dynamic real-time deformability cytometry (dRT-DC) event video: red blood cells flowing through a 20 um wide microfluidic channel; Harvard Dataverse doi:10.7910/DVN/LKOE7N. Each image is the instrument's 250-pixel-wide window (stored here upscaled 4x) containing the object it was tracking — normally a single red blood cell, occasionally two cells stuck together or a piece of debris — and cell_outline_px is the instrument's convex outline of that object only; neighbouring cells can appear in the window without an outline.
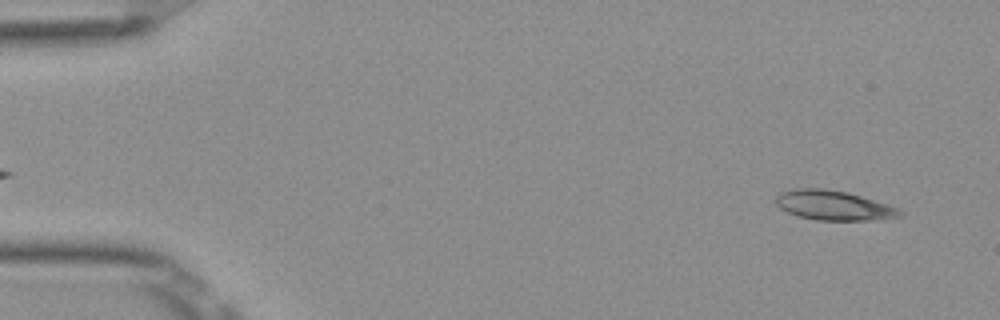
{"species": "Egyptian fruit bat (a non-hibernating species)", "species_latin": "Rousettus aegyptiacus", "temperature_condition": "room temperature", "stored_images_in_passage": 51, "camera_frame_rate_fps": 3000, "um_per_image_px": 0.085, "frame": {"image": 1, "passage_image": 3, "time_ms": 0.667, "image_size_px": [1000, 320], "cell_outline_px": [[904, 216], [868, 220], [816, 220], [800, 216], [788, 212], [780, 208], [776, 204], [776, 196], [780, 192], [796, 188], [820, 188], [848, 192], [888, 204], [904, 212]], "centroid_in_image_um": [70.86, 17.45], "position_along_channel_um": 14.1, "area_um2": 21.33}}
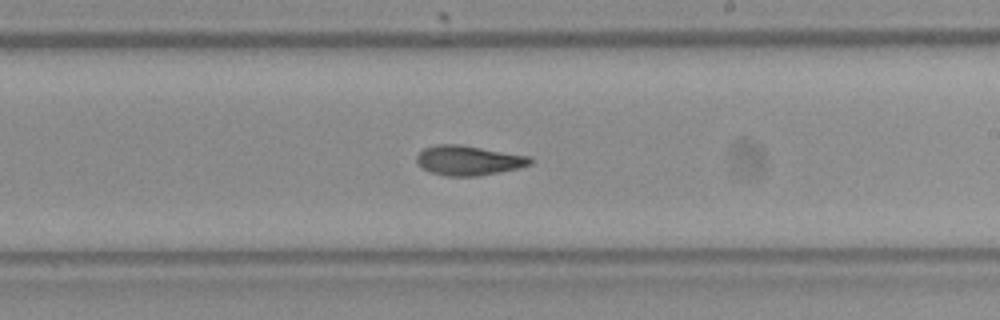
{"frame": {"image": 2, "passage_image": 30, "time_ms": 9.667, "image_size_px": [1000, 320], "cell_outline_px": [[532, 164], [516, 168], [476, 176], [448, 176], [432, 172], [424, 168], [416, 160], [416, 156], [424, 148], [436, 144], [460, 144], [532, 156]], "centroid_in_image_um": [39.84, 13.61], "position_along_channel_um": 249.2, "area_um2": 19.48}}
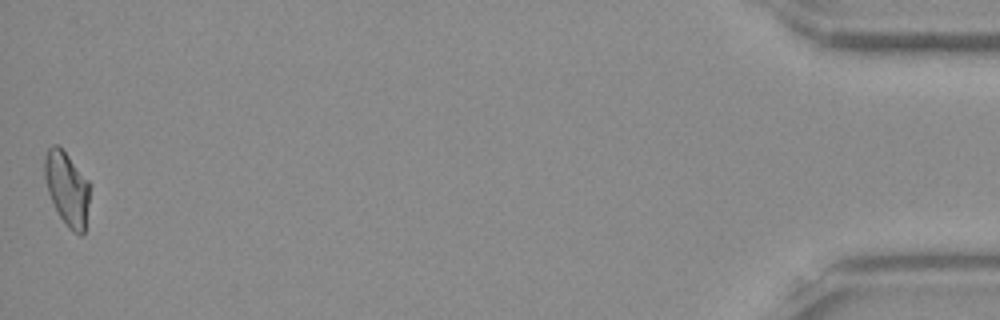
{"frame": {"image": 3, "passage_image": 51, "time_ms": 16.667, "image_size_px": [1000, 320], "cell_outline_px": [[92, 184], [84, 232], [80, 236], [72, 232], [68, 228], [60, 216], [48, 192], [44, 176], [44, 156], [48, 148], [52, 144], [56, 144], [68, 156]], "centroid_in_image_um": [5.72, 16.04], "position_along_channel_um": 429.5, "area_um2": 19.54}, "authors_computed_cell_mechanics": {"area_um2": 19.7676, "velocity_mm_per_s": 3.9099, "shape_relaxation_time_tau1_ms": 6.0978, "shape_relaxation_time_tau2_ms": 2.7493, "deformation_change_tau1": 0.1857, "deformation_change_tau2": 0.0951}}